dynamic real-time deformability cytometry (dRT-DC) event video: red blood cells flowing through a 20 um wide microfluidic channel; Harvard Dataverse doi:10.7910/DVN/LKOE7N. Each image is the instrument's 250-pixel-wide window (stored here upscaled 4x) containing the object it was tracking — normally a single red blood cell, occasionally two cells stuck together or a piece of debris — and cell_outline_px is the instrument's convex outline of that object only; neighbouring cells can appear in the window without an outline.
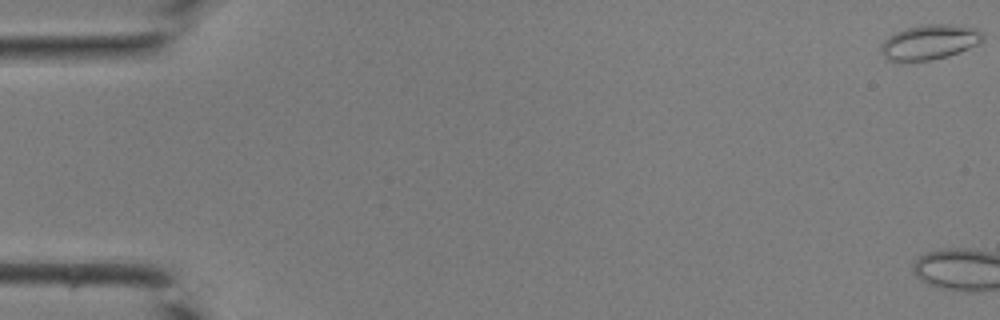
{"species": "common noctule bat (a hibernating species)", "species_latin": "Nyctalus noctula", "temperature_condition": "room temperature", "stored_images_in_passage": 6, "camera_frame_rate_fps": 3000, "um_per_image_px": 0.085, "animal": {"sex": "male", "body_mass_g": 19.0, "forearm_length_mm": 50.8}, "frame": {"image": 1, "passage_image": 1, "time_ms": 0.0, "image_size_px": [1000, 320], "cell_outline_px": [[984, 40], [980, 44], [948, 56], [928, 60], [904, 64], [888, 60], [880, 52], [880, 44], [888, 36], [896, 32], [920, 24], [956, 24], [976, 28], [984, 32]], "centroid_in_image_um": [79.01, 3.6], "position_along_channel_um": 6.0, "area_um2": 21.44}}